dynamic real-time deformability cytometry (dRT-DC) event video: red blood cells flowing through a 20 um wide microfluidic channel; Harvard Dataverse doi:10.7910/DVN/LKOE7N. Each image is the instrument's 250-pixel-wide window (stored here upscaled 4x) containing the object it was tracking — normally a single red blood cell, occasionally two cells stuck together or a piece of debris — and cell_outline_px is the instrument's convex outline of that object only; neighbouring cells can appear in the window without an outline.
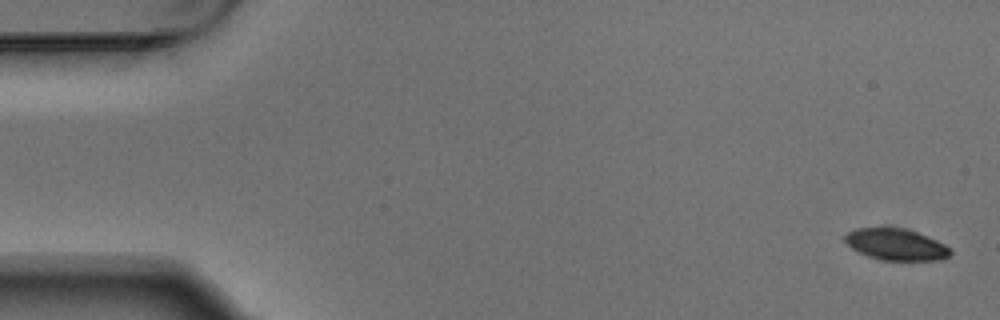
{"species": "Egyptian fruit bat (a non-hibernating species)", "species_latin": "Rousettus aegyptiacus", "temperature_condition": "warm", "stored_images_in_passage": 6, "segment_of_instrument_passage": [2, 2], "camera_frame_rate_fps": 3000, "um_per_image_px": 0.085, "animal": {"sex": "male"}, "frame": {"image": 1, "passage_image": 6, "time_ms": 1.667, "image_size_px": [1000, 320], "cell_outline_px": [[952, 252], [948, 256], [936, 260], [880, 260], [868, 256], [852, 248], [844, 240], [844, 236], [848, 232], [856, 228], [904, 228], [928, 236], [952, 248]], "centroid_in_image_um": [76.17, 20.78], "position_along_channel_um": 8.8, "area_um2": 19.19}}